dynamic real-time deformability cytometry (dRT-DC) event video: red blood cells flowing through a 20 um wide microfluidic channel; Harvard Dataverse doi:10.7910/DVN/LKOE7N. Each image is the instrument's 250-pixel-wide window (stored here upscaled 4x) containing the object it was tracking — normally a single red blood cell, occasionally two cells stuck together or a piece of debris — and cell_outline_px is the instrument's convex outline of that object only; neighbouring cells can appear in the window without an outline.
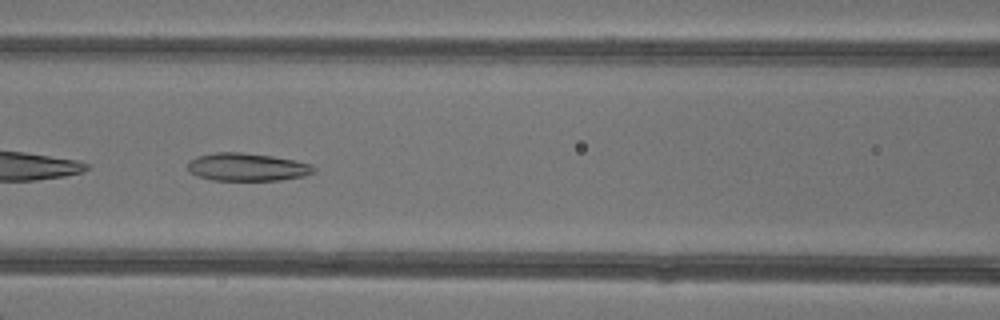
{"species": "common noctule bat (a hibernating species)", "species_latin": "Nyctalus noctula", "temperature_condition": "warm", "stored_images_in_passage": 6, "camera_frame_rate_fps": 3000, "um_per_image_px": 0.085, "animal": {"sex": "female"}, "frame": {"image": 1, "passage_image": 6, "time_ms": 5.667, "image_size_px": [1000, 320], "cell_outline_px": [[316, 172], [304, 176], [280, 180], [212, 180], [188, 172], [188, 160], [196, 156], [216, 152], [240, 152], [272, 156], [312, 164], [316, 168]], "centroid_in_image_um": [21.0, 14.2], "position_along_channel_um": 145.6, "area_um2": 20.52}}